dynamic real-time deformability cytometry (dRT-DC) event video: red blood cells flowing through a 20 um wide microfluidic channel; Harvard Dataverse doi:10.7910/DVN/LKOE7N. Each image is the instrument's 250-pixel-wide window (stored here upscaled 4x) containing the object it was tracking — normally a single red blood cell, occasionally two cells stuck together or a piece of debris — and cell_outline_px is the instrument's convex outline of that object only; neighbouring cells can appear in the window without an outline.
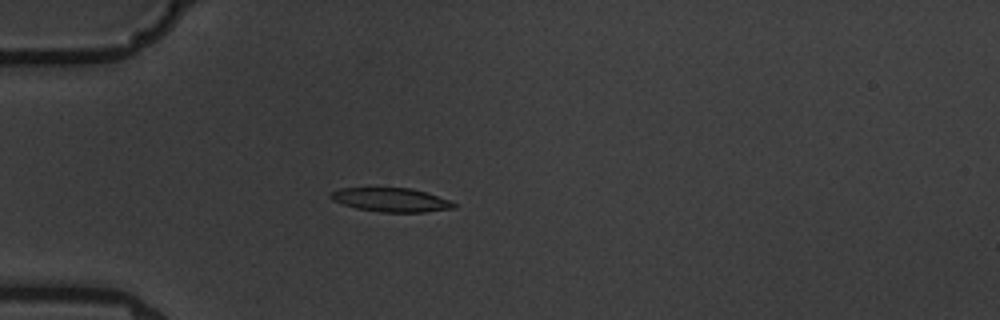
{"species": "common noctule bat (a hibernating species)", "species_latin": "Nyctalus noctula", "temperature_condition": "warm", "stored_images_in_passage": 6, "camera_frame_rate_fps": 3000, "um_per_image_px": 0.085, "animal": {"sex": "male", "body_mass_g": 19.5, "forearm_length_mm": 54.6}, "frame": {"image": 1, "passage_image": 5, "time_ms": 5.333, "image_size_px": [1000, 320], "cell_outline_px": [[456, 208], [424, 212], [380, 212], [356, 208], [332, 200], [328, 196], [328, 192], [340, 188], [408, 188], [424, 192], [448, 200], [456, 204]], "centroid_in_image_um": [33.18, 16.99], "position_along_channel_um": 51.8, "area_um2": 16.99}}